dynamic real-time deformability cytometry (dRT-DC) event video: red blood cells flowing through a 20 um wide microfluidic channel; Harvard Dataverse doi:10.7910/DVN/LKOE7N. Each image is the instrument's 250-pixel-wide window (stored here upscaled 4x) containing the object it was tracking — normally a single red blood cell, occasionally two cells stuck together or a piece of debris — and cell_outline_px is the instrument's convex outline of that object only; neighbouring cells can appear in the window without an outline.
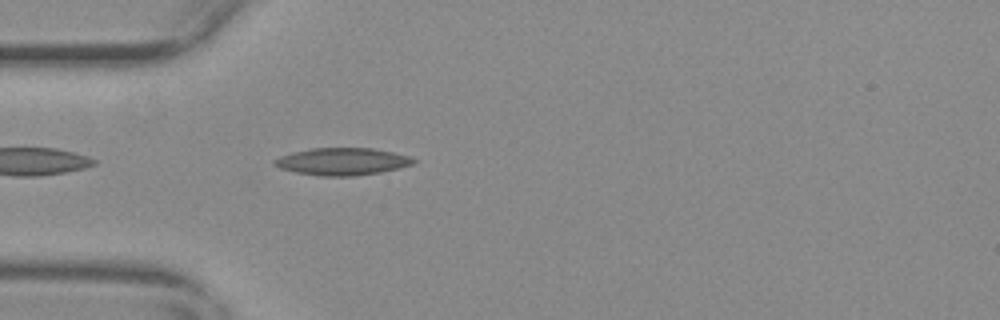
{"species": "common noctule bat (a hibernating species)", "species_latin": "Nyctalus noctula", "temperature_condition": "warm", "stored_images_in_passage": 41, "camera_frame_rate_fps": 3000, "um_per_image_px": 0.085, "animal": {"sex": "female", "body_mass_g": 29.2, "forearm_length_mm": 56.3}, "frame": {"image": 1, "passage_image": 3, "time_ms": 0.667, "image_size_px": [1000, 320], "cell_outline_px": [[416, 160], [412, 164], [400, 168], [380, 172], [352, 176], [320, 176], [296, 172], [280, 168], [272, 164], [272, 160], [280, 156], [312, 148], [372, 148], [392, 152], [408, 156]], "centroid_in_image_um": [29.07, 13.73], "position_along_channel_um": 55.9, "area_um2": 21.91}}
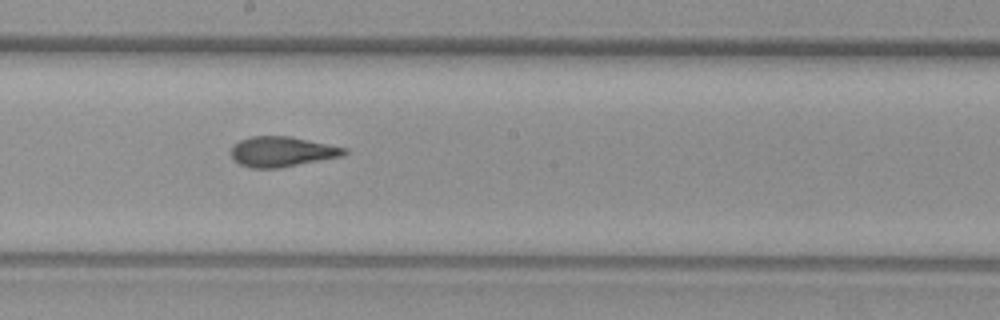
{"frame": {"image": 2, "passage_image": 17, "time_ms": 5.333, "image_size_px": [1000, 320], "cell_outline_px": [[348, 152], [344, 156], [280, 168], [252, 168], [240, 164], [232, 160], [232, 144], [240, 140], [252, 136], [288, 136], [348, 148]], "centroid_in_image_um": [23.98, 12.9], "position_along_channel_um": 224.2, "area_um2": 20.0}}
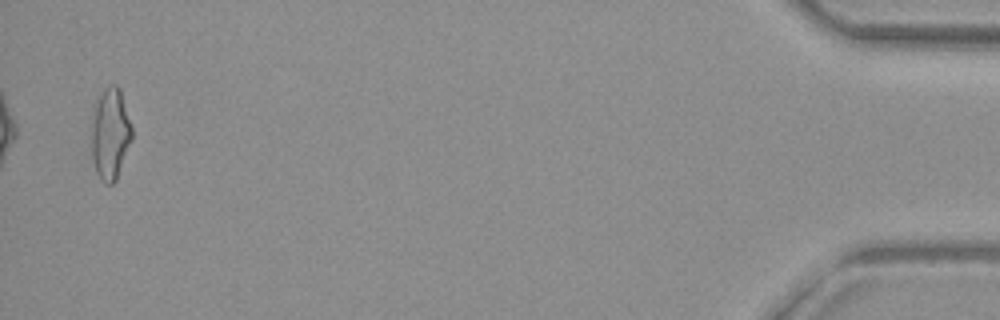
{"frame": {"image": 3, "passage_image": 41, "time_ms": 13.333, "image_size_px": [1000, 320], "cell_outline_px": [[132, 140], [116, 180], [112, 184], [104, 184], [100, 180], [96, 172], [92, 160], [92, 120], [96, 104], [104, 88], [112, 84], [116, 84], [120, 88], [132, 128]], "centroid_in_image_um": [9.38, 11.41], "position_along_channel_um": 425.8, "area_um2": 21.5}, "authors_computed_cell_mechanics": {"area_um2": 20.1722, "velocity_mm_per_s": 3.703, "shape_relaxation_time_tau1_ms": 8.7356, "shape_relaxation_time_tau2_ms": 1.331, "deformation_change_tau1": 0.2437, "deformation_change_tau2": 0.1027}}